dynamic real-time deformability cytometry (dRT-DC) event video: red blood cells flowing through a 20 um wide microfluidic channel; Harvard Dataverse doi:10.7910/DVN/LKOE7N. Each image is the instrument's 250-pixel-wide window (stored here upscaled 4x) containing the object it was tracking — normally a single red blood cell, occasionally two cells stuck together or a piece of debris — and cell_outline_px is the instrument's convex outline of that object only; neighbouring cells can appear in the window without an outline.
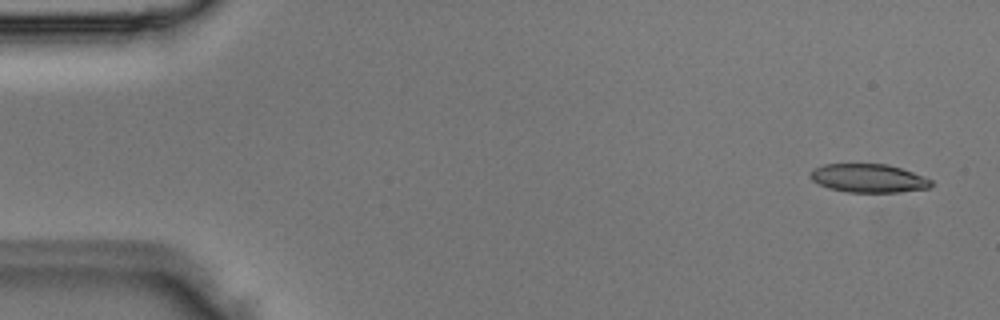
{"species": "Egyptian fruit bat (a non-hibernating species)", "species_latin": "Rousettus aegyptiacus", "temperature_condition": "room temperature", "stored_images_in_passage": 3, "camera_frame_rate_fps": 3000, "um_per_image_px": 0.085, "animal": {"sex": "male"}, "frame": {"image": 1, "passage_image": 1, "time_ms": 0.0, "image_size_px": [1000, 320], "cell_outline_px": [[932, 184], [928, 188], [900, 192], [848, 192], [828, 188], [812, 180], [808, 176], [812, 168], [824, 164], [888, 164], [924, 176], [932, 180]], "centroid_in_image_um": [73.79, 15.14], "position_along_channel_um": 11.2, "area_um2": 20.11}}
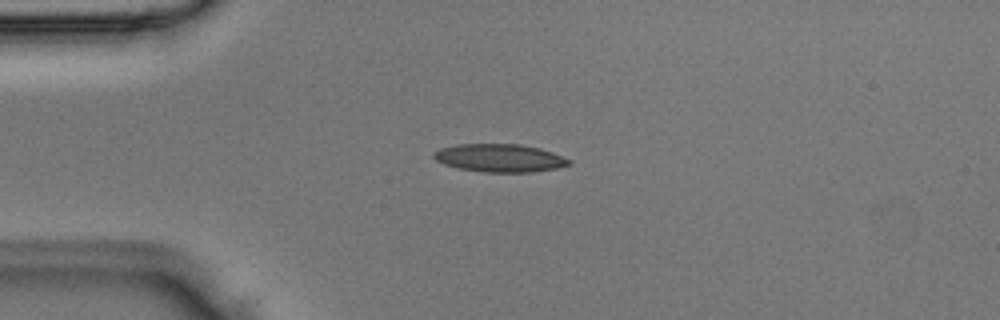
{"frame": {"image": 2, "passage_image": 3, "time_ms": 0.667, "image_size_px": [1000, 320], "cell_outline_px": [[572, 164], [556, 168], [532, 172], [484, 172], [460, 168], [444, 164], [436, 160], [432, 156], [432, 152], [440, 148], [456, 144], [520, 144], [540, 148], [552, 152], [572, 160]], "centroid_in_image_um": [42.47, 13.42], "position_along_channel_um": 42.5, "area_um2": 22.14}}